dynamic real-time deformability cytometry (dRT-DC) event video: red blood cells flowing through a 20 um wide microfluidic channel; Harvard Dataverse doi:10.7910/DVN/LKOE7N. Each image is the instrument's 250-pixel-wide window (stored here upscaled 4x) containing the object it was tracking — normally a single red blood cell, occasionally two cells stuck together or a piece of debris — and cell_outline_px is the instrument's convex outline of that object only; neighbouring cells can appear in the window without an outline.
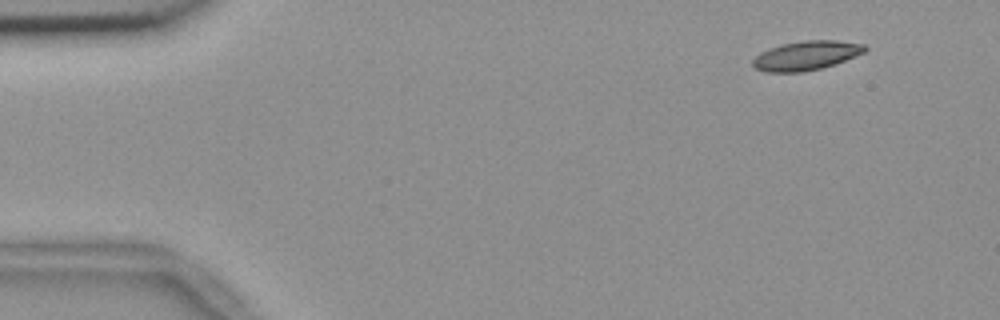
{"species": "common noctule bat (a hibernating species)", "species_latin": "Nyctalus noctula", "temperature_condition": "room temperature", "stored_images_in_passage": 9, "camera_frame_rate_fps": 3000, "um_per_image_px": 0.085, "animal": {"sex": "female", "body_mass_g": 18.4}, "frame": {"image": 1, "passage_image": 1, "time_ms": 0.0, "image_size_px": [1000, 320], "cell_outline_px": [[868, 48], [864, 52], [844, 60], [820, 68], [804, 72], [764, 72], [756, 68], [752, 64], [752, 60], [760, 52], [780, 44], [804, 40], [836, 40], [864, 44]], "centroid_in_image_um": [68.49, 4.71], "position_along_channel_um": 16.5, "area_um2": 18.96}}